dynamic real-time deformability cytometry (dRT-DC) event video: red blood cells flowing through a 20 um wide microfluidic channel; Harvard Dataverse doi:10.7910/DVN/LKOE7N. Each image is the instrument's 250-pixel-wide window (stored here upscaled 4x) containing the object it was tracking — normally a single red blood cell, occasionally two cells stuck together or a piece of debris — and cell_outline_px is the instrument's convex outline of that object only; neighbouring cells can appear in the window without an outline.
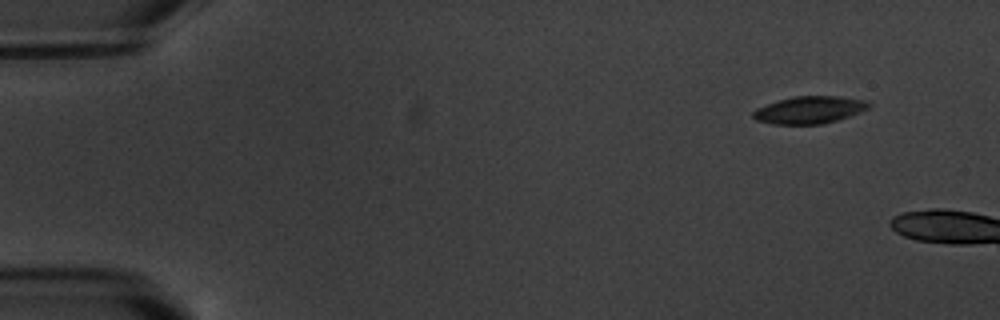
{"species": "common noctule bat (a hibernating species)", "species_latin": "Nyctalus noctula", "temperature_condition": "warm", "stored_images_in_passage": 2, "camera_frame_rate_fps": 3000, "um_per_image_px": 0.085, "animal": {"sex": "male", "body_mass_g": 20.1, "forearm_length_mm": 53.5}, "frame": {"image": 1, "passage_image": 1, "time_ms": 0.0, "image_size_px": [1000, 320], "cell_outline_px": [[872, 104], [868, 108], [848, 116], [836, 120], [820, 124], [772, 124], [756, 120], [752, 116], [752, 112], [756, 108], [792, 96], [840, 96], [868, 100]], "centroid_in_image_um": [68.8, 9.33], "position_along_channel_um": 16.2, "area_um2": 18.32}}